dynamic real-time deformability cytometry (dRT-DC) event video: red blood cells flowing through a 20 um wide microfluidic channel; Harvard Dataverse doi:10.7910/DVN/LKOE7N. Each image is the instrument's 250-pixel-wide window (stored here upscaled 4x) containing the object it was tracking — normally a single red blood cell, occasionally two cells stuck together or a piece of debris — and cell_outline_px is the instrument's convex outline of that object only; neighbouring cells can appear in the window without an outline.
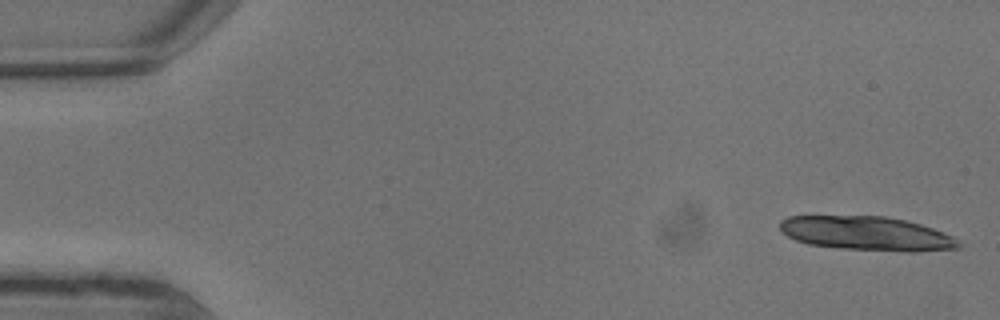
{"species": "common noctule bat (a hibernating species)", "species_latin": "Nyctalus noctula", "temperature_condition": "warm", "stored_images_in_passage": 6, "camera_frame_rate_fps": 3000, "um_per_image_px": 0.085, "animal": {"sex": "male", "body_mass_g": 13.3}, "frame": {"image": 1, "passage_image": 1, "time_ms": 0.0, "image_size_px": [1000, 320], "cell_outline_px": [[960, 248], [916, 252], [908, 252], [844, 248], [808, 244], [796, 240], [788, 236], [780, 228], [780, 220], [788, 216], [884, 216], [904, 220], [920, 224], [932, 228], [952, 236], [960, 244]], "centroid_in_image_um": [73.67, 19.84], "position_along_channel_um": 11.3, "area_um2": 35.2}}